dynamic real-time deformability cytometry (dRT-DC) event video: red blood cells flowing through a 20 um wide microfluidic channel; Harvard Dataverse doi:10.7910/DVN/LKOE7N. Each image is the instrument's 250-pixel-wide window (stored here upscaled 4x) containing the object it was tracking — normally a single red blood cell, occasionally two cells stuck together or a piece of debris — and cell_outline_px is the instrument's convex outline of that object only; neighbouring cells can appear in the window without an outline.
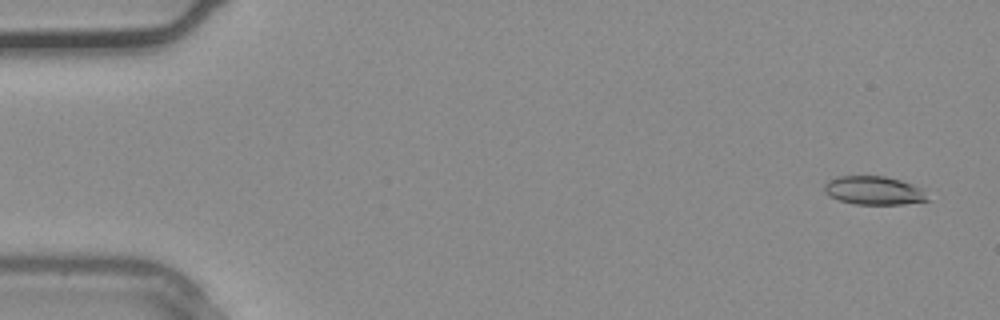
{"species": "common noctule bat (a hibernating species)", "species_latin": "Nyctalus noctula", "temperature_condition": "warm", "stored_images_in_passage": 36, "camera_frame_rate_fps": 3000, "um_per_image_px": 0.085, "animal": {"sex": "male", "body_mass_g": 20.4}, "frame": {"image": 1, "passage_image": 2, "time_ms": 0.333, "image_size_px": [1000, 320], "cell_outline_px": [[932, 200], [904, 204], [856, 204], [840, 200], [828, 196], [824, 192], [824, 184], [828, 180], [836, 176], [884, 176], [900, 180], [924, 188]], "centroid_in_image_um": [74.32, 16.19], "position_along_channel_um": 10.7, "area_um2": 17.46}}
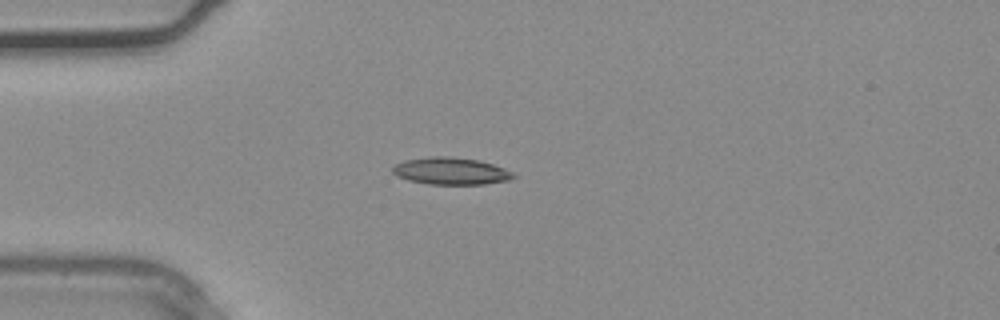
{"frame": {"image": 2, "passage_image": 10, "time_ms": 3.0, "image_size_px": [1000, 320], "cell_outline_px": [[516, 176], [508, 180], [484, 184], [428, 184], [408, 180], [396, 176], [392, 172], [392, 168], [396, 164], [404, 160], [428, 156], [452, 156], [480, 160], [504, 168], [512, 172]], "centroid_in_image_um": [38.3, 14.53], "position_along_channel_um": 46.7, "area_um2": 19.19}}
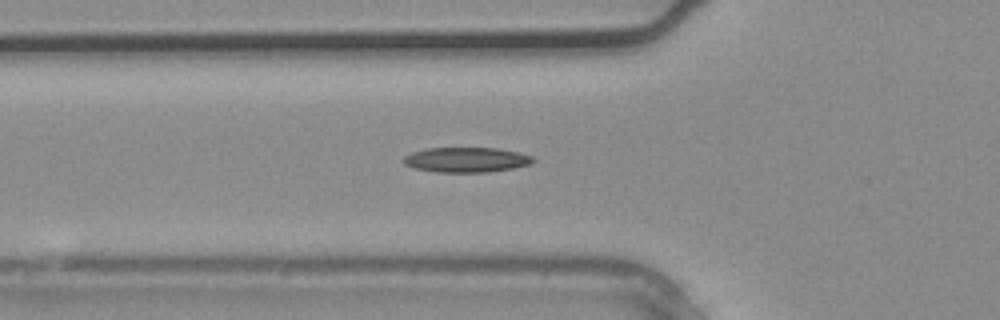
{"frame": {"image": 3, "passage_image": 13, "time_ms": 4.0, "image_size_px": [1000, 320], "cell_outline_px": [[536, 160], [532, 164], [512, 168], [488, 172], [436, 172], [412, 168], [404, 164], [400, 160], [404, 156], [412, 152], [428, 148], [496, 148], [520, 152], [532, 156]], "centroid_in_image_um": [39.62, 13.58], "position_along_channel_um": 86.2, "area_um2": 19.07}}